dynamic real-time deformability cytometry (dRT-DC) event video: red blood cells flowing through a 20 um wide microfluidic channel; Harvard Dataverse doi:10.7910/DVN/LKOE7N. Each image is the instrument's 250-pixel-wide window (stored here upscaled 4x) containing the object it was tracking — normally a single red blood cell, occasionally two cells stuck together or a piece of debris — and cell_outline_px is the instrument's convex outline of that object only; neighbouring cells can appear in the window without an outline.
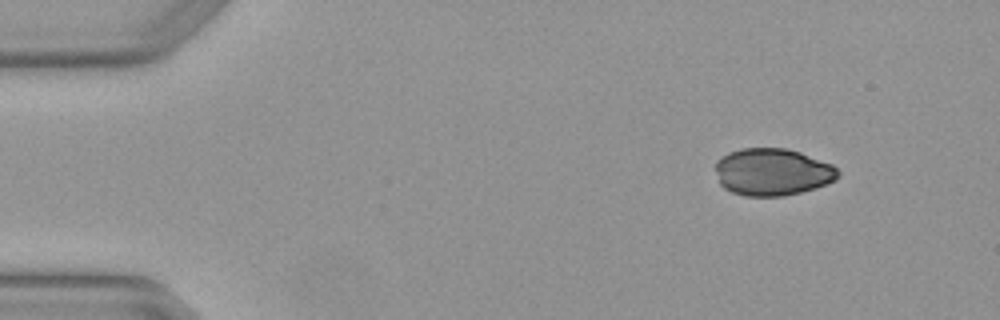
{"species": "Egyptian fruit bat (a non-hibernating species)", "species_latin": "Rousettus aegyptiacus", "temperature_condition": "warm", "stored_images_in_passage": 5, "camera_frame_rate_fps": 3000, "um_per_image_px": 0.085, "animal": {"sex": "female"}, "frame": {"image": 1, "passage_image": 1, "time_ms": 0.0, "image_size_px": [1000, 320], "cell_outline_px": [[840, 176], [824, 184], [800, 192], [784, 196], [744, 196], [732, 192], [724, 188], [720, 184], [716, 172], [716, 160], [728, 152], [740, 148], [784, 148], [800, 152], [832, 164], [840, 172]], "centroid_in_image_um": [65.62, 14.61], "position_along_channel_um": 19.4, "area_um2": 33.64}}